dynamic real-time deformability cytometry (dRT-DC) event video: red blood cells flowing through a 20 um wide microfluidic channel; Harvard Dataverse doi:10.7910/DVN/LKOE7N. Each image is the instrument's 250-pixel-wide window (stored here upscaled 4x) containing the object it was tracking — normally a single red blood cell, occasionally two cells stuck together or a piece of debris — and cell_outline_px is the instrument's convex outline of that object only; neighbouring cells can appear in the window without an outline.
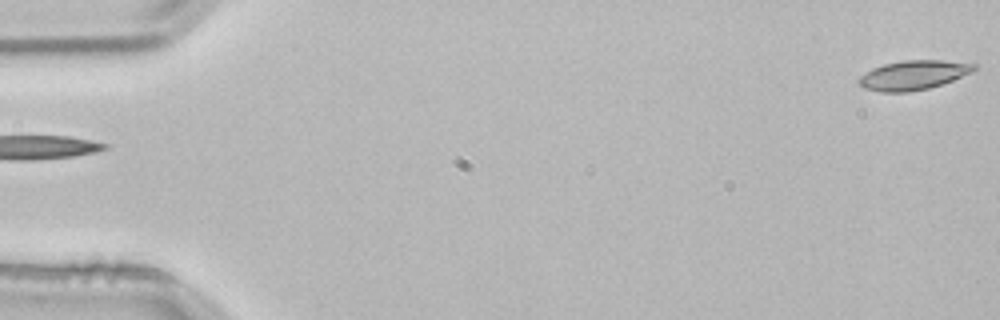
{"species": "common noctule bat (a hibernating species)", "species_latin": "Nyctalus noctula", "temperature_condition": "room temperature", "stored_images_in_passage": 4, "segment_of_instrument_passage": [2, 2], "camera_frame_rate_fps": 3000, "um_per_image_px": 0.085, "animal": {"sex": "male", "body_mass_g": 21.5, "forearm_length_mm": 52.0}, "frame": {"image": 1, "passage_image": 4, "time_ms": 1.0, "image_size_px": [1000, 320], "cell_outline_px": [[976, 68], [972, 72], [952, 80], [928, 88], [908, 92], [880, 92], [864, 88], [860, 84], [860, 76], [872, 68], [884, 64], [904, 60], [940, 60], [976, 64]], "centroid_in_image_um": [77.62, 6.38], "position_along_channel_um": 7.4, "area_um2": 19.42}}